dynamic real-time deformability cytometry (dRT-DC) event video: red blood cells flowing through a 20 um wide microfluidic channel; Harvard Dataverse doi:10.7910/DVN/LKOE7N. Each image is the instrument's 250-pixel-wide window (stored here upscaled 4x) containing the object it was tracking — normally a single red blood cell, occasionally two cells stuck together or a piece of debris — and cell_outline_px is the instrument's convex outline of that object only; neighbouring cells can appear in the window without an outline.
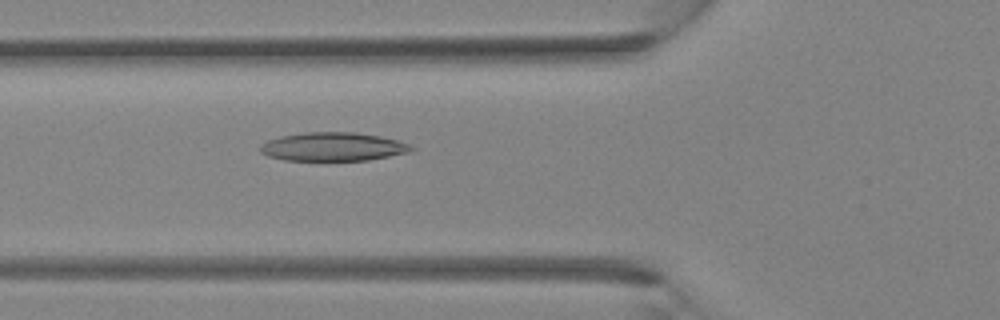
{"species": "Egyptian fruit bat (a non-hibernating species)", "species_latin": "Rousettus aegyptiacus", "temperature_condition": "room temperature", "stored_images_in_passage": 38, "camera_frame_rate_fps": 3000, "um_per_image_px": 0.085, "animal": {"sex": "female"}, "frame": {"image": 1, "passage_image": 14, "time_ms": 4.333, "image_size_px": [1000, 320], "cell_outline_px": [[416, 148], [412, 152], [368, 160], [284, 160], [268, 156], [260, 152], [260, 144], [268, 140], [280, 136], [304, 132], [356, 132], [380, 136], [412, 144]], "centroid_in_image_um": [28.34, 12.47], "position_along_channel_um": 97.5, "area_um2": 25.37}}
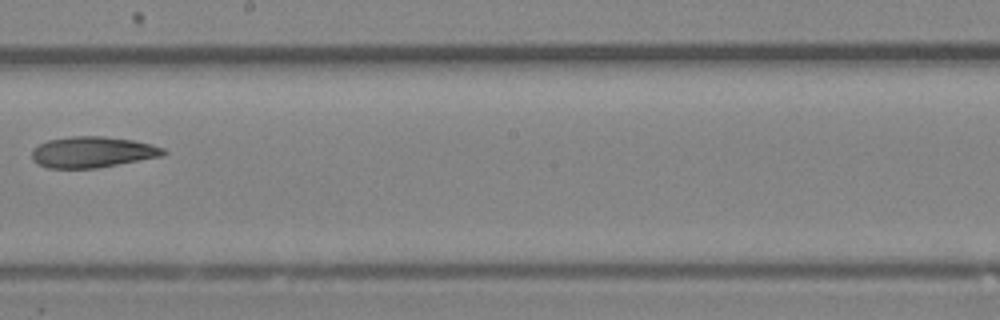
{"frame": {"image": 2, "passage_image": 22, "time_ms": 7.0, "image_size_px": [1000, 320], "cell_outline_px": [[168, 152], [164, 156], [96, 168], [48, 168], [32, 160], [32, 148], [48, 140], [72, 136], [104, 136], [132, 140], [164, 148]], "centroid_in_image_um": [7.86, 12.93], "position_along_channel_um": 240.3, "area_um2": 23.7}}
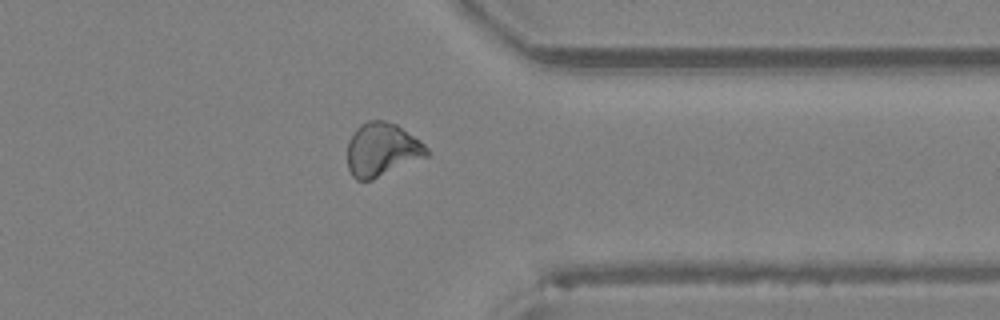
{"frame": {"image": 3, "passage_image": 30, "time_ms": 9.667, "image_size_px": [1000, 320], "cell_outline_px": [[428, 156], [372, 180], [356, 180], [352, 176], [348, 168], [348, 140], [356, 128], [360, 124], [368, 120], [384, 120], [396, 124], [420, 140], [428, 148]], "centroid_in_image_um": [32.46, 12.71], "position_along_channel_um": 378.9, "area_um2": 24.8}}